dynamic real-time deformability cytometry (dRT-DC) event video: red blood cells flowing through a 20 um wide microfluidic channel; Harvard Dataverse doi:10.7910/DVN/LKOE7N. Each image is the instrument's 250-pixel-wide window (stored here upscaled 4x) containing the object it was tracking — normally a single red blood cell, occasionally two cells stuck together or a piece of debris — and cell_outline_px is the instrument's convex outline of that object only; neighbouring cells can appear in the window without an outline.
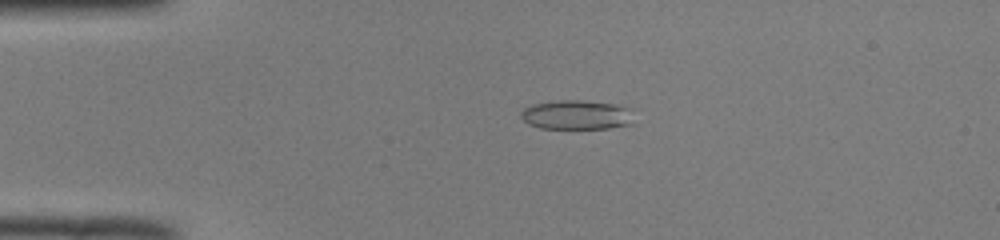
{"species": "common noctule bat (a hibernating species)", "species_latin": "Nyctalus noctula", "temperature_condition": "room temperature", "stored_images_in_passage": 52, "camera_frame_rate_fps": 3000, "um_per_image_px": 0.085, "animal": {"sex": "male", "body_mass_g": 19.0, "forearm_length_mm": 50.8}, "frame": {"image": 1, "passage_image": 12, "time_ms": 3.667, "image_size_px": [1000, 240], "cell_outline_px": [[636, 108], [632, 124], [608, 128], [540, 128], [528, 124], [520, 116], [520, 112], [524, 108], [532, 104], [560, 100], [580, 100], [616, 104]], "centroid_in_image_um": [49.09, 9.75], "position_along_channel_um": 35.9, "area_um2": 19.71}}
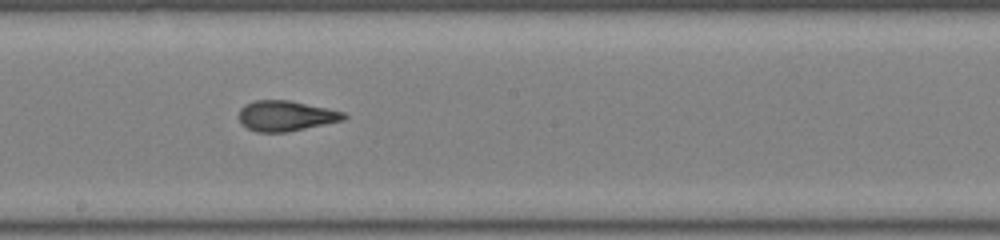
{"frame": {"image": 2, "passage_image": 29, "time_ms": 9.333, "image_size_px": [1000, 240], "cell_outline_px": [[348, 116], [344, 120], [284, 132], [256, 132], [248, 128], [240, 120], [240, 108], [244, 104], [252, 100], [288, 100], [328, 108], [344, 112]], "centroid_in_image_um": [24.3, 9.83], "position_along_channel_um": 223.9, "area_um2": 18.38}}
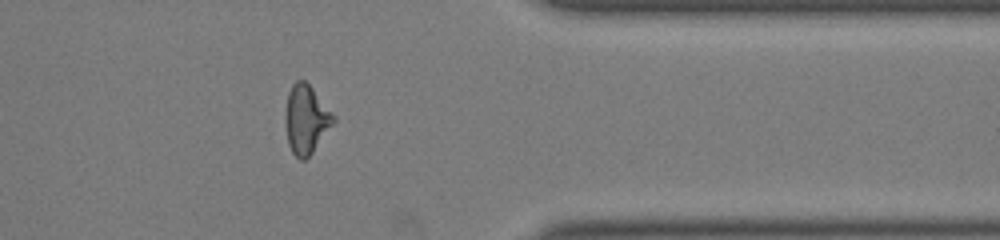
{"frame": {"image": 3, "passage_image": 42, "time_ms": 13.667, "image_size_px": [1000, 240], "cell_outline_px": [[336, 120], [312, 152], [304, 160], [300, 160], [292, 152], [288, 144], [284, 124], [284, 112], [288, 92], [292, 84], [296, 80], [304, 80], [312, 88], [336, 116]], "centroid_in_image_um": [25.99, 10.13], "position_along_channel_um": 385.4, "area_um2": 19.36}, "authors_computed_cell_mechanics": {"area_um2": 19.3341, "velocity_mm_per_s": 4.0134, "shape_relaxation_time_tau1_ms": null, "shape_relaxation_time_tau2_ms": 1.3863, "deformation_change_tau1": null, "deformation_change_tau2": 0.084}}